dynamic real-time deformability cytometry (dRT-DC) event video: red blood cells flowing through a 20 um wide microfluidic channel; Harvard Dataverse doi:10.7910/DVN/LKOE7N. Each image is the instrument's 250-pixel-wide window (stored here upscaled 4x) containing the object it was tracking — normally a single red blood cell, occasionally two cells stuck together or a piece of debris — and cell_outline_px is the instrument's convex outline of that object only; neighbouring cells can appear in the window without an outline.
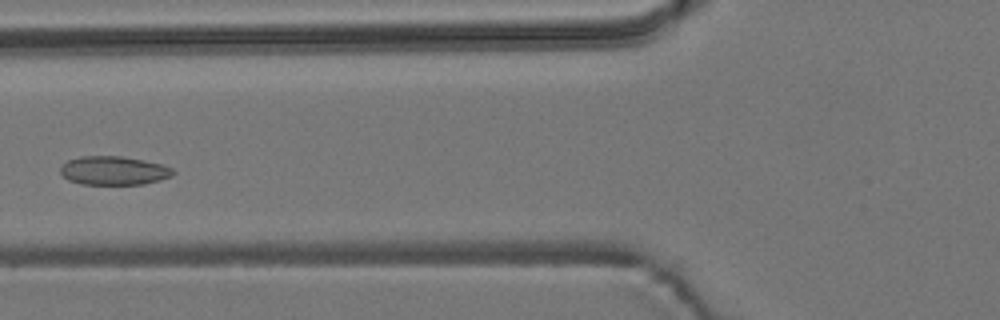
{"species": "common noctule bat (a hibernating species)", "species_latin": "Nyctalus noctula", "temperature_condition": "room temperature", "stored_images_in_passage": 5, "camera_frame_rate_fps": 3000, "um_per_image_px": 0.085, "animal": {"sex": "male", "body_mass_g": 19.2, "forearm_length_mm": 51.8}, "frame": {"image": 1, "passage_image": 5, "time_ms": 4.667, "image_size_px": [1000, 320], "cell_outline_px": [[176, 172], [172, 176], [160, 180], [144, 184], [80, 184], [68, 180], [60, 172], [60, 168], [68, 160], [80, 156], [124, 156], [164, 164], [172, 168]], "centroid_in_image_um": [9.7, 14.49], "position_along_channel_um": 116.1, "area_um2": 19.02}}